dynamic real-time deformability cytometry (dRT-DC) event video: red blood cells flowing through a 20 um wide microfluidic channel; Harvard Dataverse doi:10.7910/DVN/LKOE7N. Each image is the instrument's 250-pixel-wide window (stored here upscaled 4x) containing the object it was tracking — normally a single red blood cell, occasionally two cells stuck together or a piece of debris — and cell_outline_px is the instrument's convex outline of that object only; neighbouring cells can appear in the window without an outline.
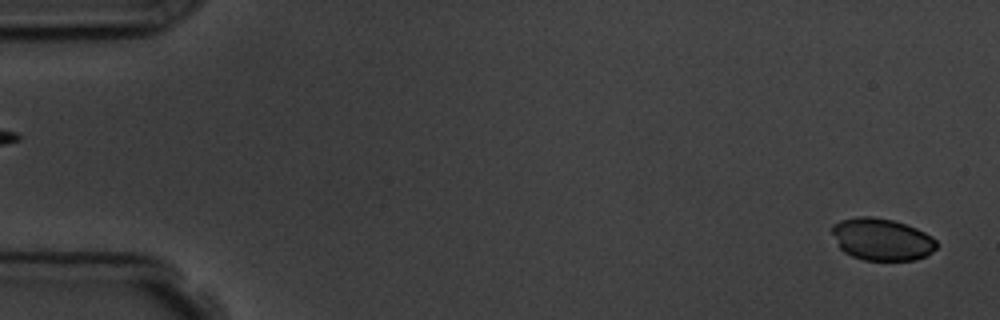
{"species": "common noctule bat (a hibernating species)", "species_latin": "Nyctalus noctula", "temperature_condition": "room temperature", "stored_images_in_passage": 2, "segment_of_instrument_passage": [2, 2], "camera_frame_rate_fps": 3000, "um_per_image_px": 0.085, "animal": {"sex": "male", "body_mass_g": 19.5, "forearm_length_mm": 54.6}, "frame": {"image": 1, "passage_image": 2, "time_ms": 1.333, "image_size_px": [1000, 320], "cell_outline_px": [[936, 248], [932, 252], [916, 260], [864, 260], [852, 256], [844, 252], [840, 248], [832, 232], [832, 224], [840, 220], [860, 216], [872, 216], [892, 220], [916, 228], [932, 236], [936, 240]], "centroid_in_image_um": [74.94, 20.34], "position_along_channel_um": 10.1, "area_um2": 25.55}}